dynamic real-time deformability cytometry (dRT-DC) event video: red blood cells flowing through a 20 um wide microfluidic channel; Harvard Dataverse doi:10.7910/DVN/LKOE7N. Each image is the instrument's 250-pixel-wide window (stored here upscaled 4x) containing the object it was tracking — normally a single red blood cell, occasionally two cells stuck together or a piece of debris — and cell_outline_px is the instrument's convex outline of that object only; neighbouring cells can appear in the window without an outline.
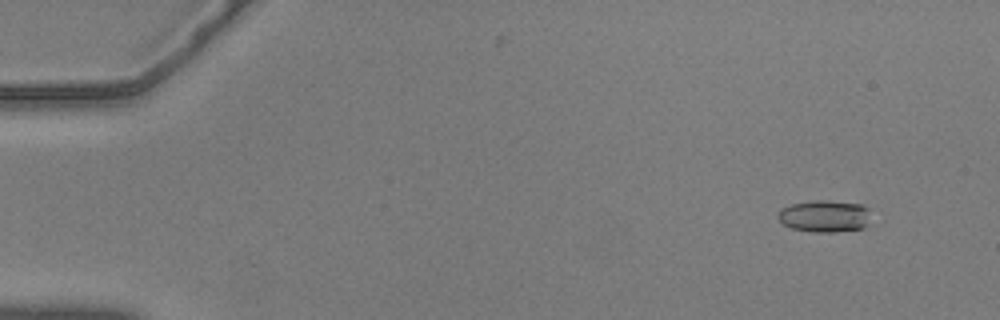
{"species": "common noctule bat (a hibernating species)", "species_latin": "Nyctalus noctula", "temperature_condition": "warm", "stored_images_in_passage": 56, "camera_frame_rate_fps": 3000, "um_per_image_px": 0.085, "animal": {"sex": "male", "body_mass_g": 20.5, "forearm_length_mm": 52.5}, "frame": {"image": 1, "passage_image": 4, "time_ms": 1.0, "image_size_px": [1000, 320], "cell_outline_px": [[868, 224], [864, 228], [836, 232], [812, 232], [792, 228], [784, 224], [776, 216], [780, 208], [792, 204], [812, 200], [828, 200], [860, 204], [868, 208]], "centroid_in_image_um": [70.07, 18.37], "position_along_channel_um": 14.9, "area_um2": 17.4}}
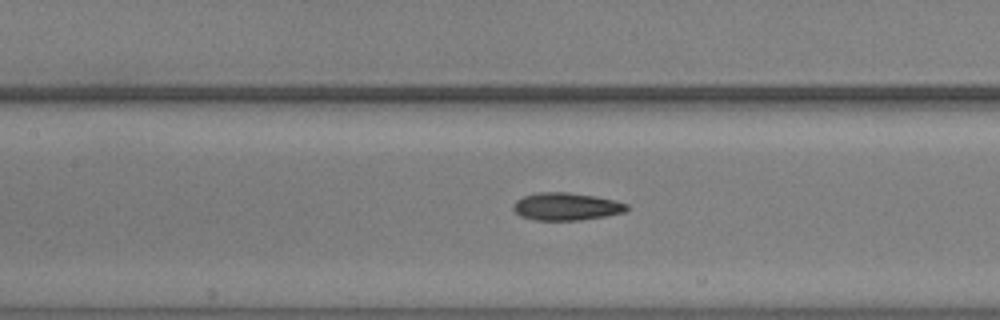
{"frame": {"image": 2, "passage_image": 26, "time_ms": 8.333, "image_size_px": [1000, 320], "cell_outline_px": [[628, 208], [624, 212], [608, 216], [580, 220], [532, 220], [520, 216], [512, 208], [516, 200], [524, 196], [540, 192], [568, 192], [592, 196], [612, 200], [628, 204]], "centroid_in_image_um": [48.11, 17.56], "position_along_channel_um": 159.3, "area_um2": 18.15}}
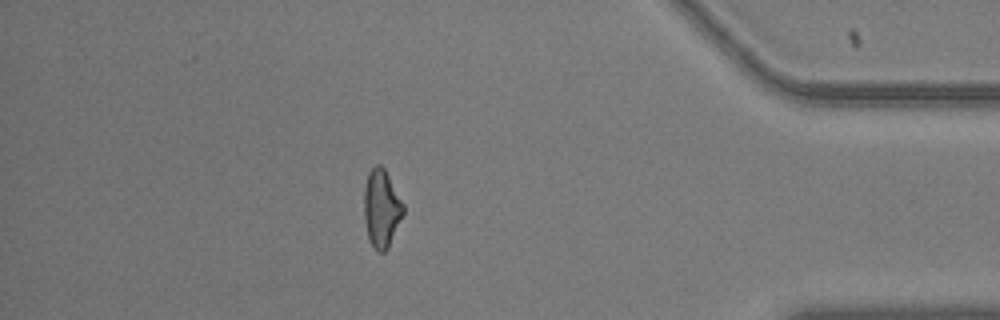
{"frame": {"image": 3, "passage_image": 49, "time_ms": 16.0, "image_size_px": [1000, 320], "cell_outline_px": [[404, 212], [388, 248], [384, 252], [376, 252], [368, 240], [364, 216], [364, 184], [368, 172], [376, 164], [380, 164], [384, 168], [404, 204]], "centroid_in_image_um": [32.41, 17.72], "position_along_channel_um": 402.8, "area_um2": 17.92}, "authors_computed_cell_mechanics": {"area_um2": 17.8602, "velocity_mm_per_s": 3.642, "shape_relaxation_time_tau1_ms": null, "shape_relaxation_time_tau2_ms": 2.6759, "deformation_change_tau1": null, "deformation_change_tau2": 0.0993}}